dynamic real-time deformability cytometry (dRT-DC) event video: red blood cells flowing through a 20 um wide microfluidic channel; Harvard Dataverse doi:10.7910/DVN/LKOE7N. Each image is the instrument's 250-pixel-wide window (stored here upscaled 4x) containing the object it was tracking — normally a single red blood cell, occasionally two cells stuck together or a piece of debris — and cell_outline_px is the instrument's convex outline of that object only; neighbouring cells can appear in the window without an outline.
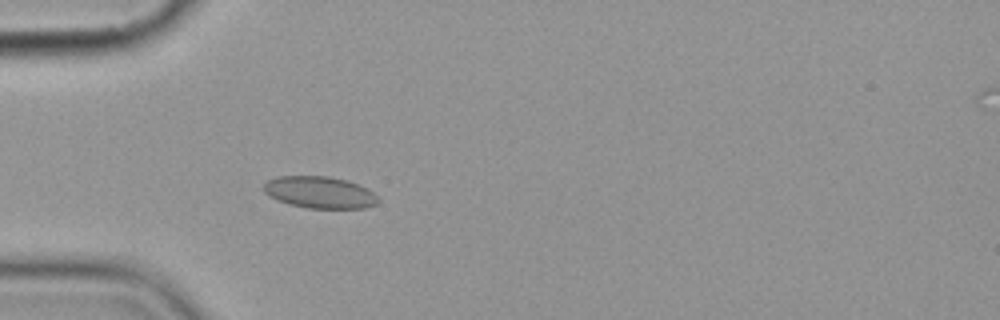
{"species": "common noctule bat (a hibernating species)", "species_latin": "Nyctalus noctula", "temperature_condition": "cold", "stored_images_in_passage": 4, "camera_frame_rate_fps": 3000, "um_per_image_px": 0.085, "animal": {"sex": "female", "body_mass_g": 19.9}, "frame": {"image": 1, "passage_image": 4, "time_ms": 3.333, "image_size_px": [1000, 320], "cell_outline_px": [[380, 200], [376, 204], [364, 208], [308, 208], [288, 204], [276, 200], [268, 196], [264, 192], [264, 184], [268, 180], [280, 176], [328, 176], [348, 180], [368, 188]], "centroid_in_image_um": [27.17, 16.35], "position_along_channel_um": 57.8, "area_um2": 21.33}}